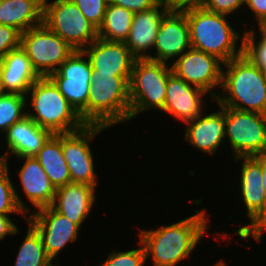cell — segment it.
<instances>
[{"label":"cell","instance_id":"obj_1","mask_svg":"<svg viewBox=\"0 0 266 266\" xmlns=\"http://www.w3.org/2000/svg\"><path fill=\"white\" fill-rule=\"evenodd\" d=\"M206 211L194 210L193 215L171 225H158L154 230L141 228L138 236L145 250L146 262L151 257V266H178L191 258L198 244L204 241L203 237L209 233L207 229L211 219Z\"/></svg>","mask_w":266,"mask_h":266},{"label":"cell","instance_id":"obj_2","mask_svg":"<svg viewBox=\"0 0 266 266\" xmlns=\"http://www.w3.org/2000/svg\"><path fill=\"white\" fill-rule=\"evenodd\" d=\"M185 15L191 48L215 56L223 63L243 54V33L233 27L234 23L230 24V16L207 11L201 5L185 6Z\"/></svg>","mask_w":266,"mask_h":266},{"label":"cell","instance_id":"obj_3","mask_svg":"<svg viewBox=\"0 0 266 266\" xmlns=\"http://www.w3.org/2000/svg\"><path fill=\"white\" fill-rule=\"evenodd\" d=\"M221 91L214 101L222 107L266 115V80L245 55L223 65Z\"/></svg>","mask_w":266,"mask_h":266},{"label":"cell","instance_id":"obj_4","mask_svg":"<svg viewBox=\"0 0 266 266\" xmlns=\"http://www.w3.org/2000/svg\"><path fill=\"white\" fill-rule=\"evenodd\" d=\"M26 97L27 116L53 134L73 132L86 125L49 77H39Z\"/></svg>","mask_w":266,"mask_h":266},{"label":"cell","instance_id":"obj_5","mask_svg":"<svg viewBox=\"0 0 266 266\" xmlns=\"http://www.w3.org/2000/svg\"><path fill=\"white\" fill-rule=\"evenodd\" d=\"M130 76H114L92 70V83L87 101V125L110 129L130 121Z\"/></svg>","mask_w":266,"mask_h":266},{"label":"cell","instance_id":"obj_6","mask_svg":"<svg viewBox=\"0 0 266 266\" xmlns=\"http://www.w3.org/2000/svg\"><path fill=\"white\" fill-rule=\"evenodd\" d=\"M171 72L170 63L135 59L129 81L130 121L142 112L163 109Z\"/></svg>","mask_w":266,"mask_h":266},{"label":"cell","instance_id":"obj_7","mask_svg":"<svg viewBox=\"0 0 266 266\" xmlns=\"http://www.w3.org/2000/svg\"><path fill=\"white\" fill-rule=\"evenodd\" d=\"M43 24L74 50H84L98 38V29L72 0H44Z\"/></svg>","mask_w":266,"mask_h":266},{"label":"cell","instance_id":"obj_8","mask_svg":"<svg viewBox=\"0 0 266 266\" xmlns=\"http://www.w3.org/2000/svg\"><path fill=\"white\" fill-rule=\"evenodd\" d=\"M240 164L238 192L241 202L245 205V215L248 217V224L234 229V235L246 240L254 237L266 225V199L262 185L261 163L254 157L233 158Z\"/></svg>","mask_w":266,"mask_h":266},{"label":"cell","instance_id":"obj_9","mask_svg":"<svg viewBox=\"0 0 266 266\" xmlns=\"http://www.w3.org/2000/svg\"><path fill=\"white\" fill-rule=\"evenodd\" d=\"M225 139L233 158L266 153V115L225 107Z\"/></svg>","mask_w":266,"mask_h":266},{"label":"cell","instance_id":"obj_10","mask_svg":"<svg viewBox=\"0 0 266 266\" xmlns=\"http://www.w3.org/2000/svg\"><path fill=\"white\" fill-rule=\"evenodd\" d=\"M21 48L39 77H49L74 49L44 24L21 33Z\"/></svg>","mask_w":266,"mask_h":266},{"label":"cell","instance_id":"obj_11","mask_svg":"<svg viewBox=\"0 0 266 266\" xmlns=\"http://www.w3.org/2000/svg\"><path fill=\"white\" fill-rule=\"evenodd\" d=\"M49 78L87 124V101L91 90L92 66L85 52L74 50Z\"/></svg>","mask_w":266,"mask_h":266},{"label":"cell","instance_id":"obj_12","mask_svg":"<svg viewBox=\"0 0 266 266\" xmlns=\"http://www.w3.org/2000/svg\"><path fill=\"white\" fill-rule=\"evenodd\" d=\"M107 129L100 125L86 124L79 130L62 133V151L72 183H85L97 187L98 173L95 170V160L90 142Z\"/></svg>","mask_w":266,"mask_h":266},{"label":"cell","instance_id":"obj_13","mask_svg":"<svg viewBox=\"0 0 266 266\" xmlns=\"http://www.w3.org/2000/svg\"><path fill=\"white\" fill-rule=\"evenodd\" d=\"M223 65L224 63L215 56L194 48L185 51L170 63L171 70L176 76L208 93L212 101L221 87Z\"/></svg>","mask_w":266,"mask_h":266},{"label":"cell","instance_id":"obj_14","mask_svg":"<svg viewBox=\"0 0 266 266\" xmlns=\"http://www.w3.org/2000/svg\"><path fill=\"white\" fill-rule=\"evenodd\" d=\"M39 232L47 255L58 261V255L69 243L77 242L81 228L67 217L57 212L52 206L44 207L27 216Z\"/></svg>","mask_w":266,"mask_h":266},{"label":"cell","instance_id":"obj_15","mask_svg":"<svg viewBox=\"0 0 266 266\" xmlns=\"http://www.w3.org/2000/svg\"><path fill=\"white\" fill-rule=\"evenodd\" d=\"M191 48L190 28L185 15V7L171 8L162 18L153 50L148 58L169 63Z\"/></svg>","mask_w":266,"mask_h":266},{"label":"cell","instance_id":"obj_16","mask_svg":"<svg viewBox=\"0 0 266 266\" xmlns=\"http://www.w3.org/2000/svg\"><path fill=\"white\" fill-rule=\"evenodd\" d=\"M208 93L202 89L186 83L173 72L169 74L166 95L161 112L170 114L173 119L184 123L195 119L204 113L206 106L205 96ZM203 107V108H202Z\"/></svg>","mask_w":266,"mask_h":266},{"label":"cell","instance_id":"obj_17","mask_svg":"<svg viewBox=\"0 0 266 266\" xmlns=\"http://www.w3.org/2000/svg\"><path fill=\"white\" fill-rule=\"evenodd\" d=\"M170 9L164 0H159L151 8L134 14L129 35L124 43L136 59L149 58L151 52H154L152 50L162 18Z\"/></svg>","mask_w":266,"mask_h":266},{"label":"cell","instance_id":"obj_18","mask_svg":"<svg viewBox=\"0 0 266 266\" xmlns=\"http://www.w3.org/2000/svg\"><path fill=\"white\" fill-rule=\"evenodd\" d=\"M219 110L200 114L185 123L184 140L199 152L214 156L225 139V107L217 105ZM225 142V143H224Z\"/></svg>","mask_w":266,"mask_h":266},{"label":"cell","instance_id":"obj_19","mask_svg":"<svg viewBox=\"0 0 266 266\" xmlns=\"http://www.w3.org/2000/svg\"><path fill=\"white\" fill-rule=\"evenodd\" d=\"M52 135L50 130L40 127L28 116L14 123L1 140L5 138V142H1L6 147L2 154L5 163H10L12 157L35 156Z\"/></svg>","mask_w":266,"mask_h":266},{"label":"cell","instance_id":"obj_20","mask_svg":"<svg viewBox=\"0 0 266 266\" xmlns=\"http://www.w3.org/2000/svg\"><path fill=\"white\" fill-rule=\"evenodd\" d=\"M92 70L114 76H131L135 57L124 42L94 40L84 50Z\"/></svg>","mask_w":266,"mask_h":266},{"label":"cell","instance_id":"obj_21","mask_svg":"<svg viewBox=\"0 0 266 266\" xmlns=\"http://www.w3.org/2000/svg\"><path fill=\"white\" fill-rule=\"evenodd\" d=\"M96 189V186L85 183H69L56 189L51 206L82 228L83 223L90 218L92 208H95Z\"/></svg>","mask_w":266,"mask_h":266},{"label":"cell","instance_id":"obj_22","mask_svg":"<svg viewBox=\"0 0 266 266\" xmlns=\"http://www.w3.org/2000/svg\"><path fill=\"white\" fill-rule=\"evenodd\" d=\"M18 160L24 162L21 169L16 171L20 181L18 189L22 187L23 196L33 205V211L51 206L56 189L38 160L35 156L18 157Z\"/></svg>","mask_w":266,"mask_h":266},{"label":"cell","instance_id":"obj_23","mask_svg":"<svg viewBox=\"0 0 266 266\" xmlns=\"http://www.w3.org/2000/svg\"><path fill=\"white\" fill-rule=\"evenodd\" d=\"M0 73L6 92L25 96L32 84L39 78L21 46L9 51L0 60Z\"/></svg>","mask_w":266,"mask_h":266},{"label":"cell","instance_id":"obj_24","mask_svg":"<svg viewBox=\"0 0 266 266\" xmlns=\"http://www.w3.org/2000/svg\"><path fill=\"white\" fill-rule=\"evenodd\" d=\"M44 0H3L0 4V24L20 33L43 24Z\"/></svg>","mask_w":266,"mask_h":266},{"label":"cell","instance_id":"obj_25","mask_svg":"<svg viewBox=\"0 0 266 266\" xmlns=\"http://www.w3.org/2000/svg\"><path fill=\"white\" fill-rule=\"evenodd\" d=\"M55 189L72 183L62 151V133L53 134L35 155Z\"/></svg>","mask_w":266,"mask_h":266},{"label":"cell","instance_id":"obj_26","mask_svg":"<svg viewBox=\"0 0 266 266\" xmlns=\"http://www.w3.org/2000/svg\"><path fill=\"white\" fill-rule=\"evenodd\" d=\"M134 14L131 10L108 3L103 22L98 29V38L106 41L125 42Z\"/></svg>","mask_w":266,"mask_h":266},{"label":"cell","instance_id":"obj_27","mask_svg":"<svg viewBox=\"0 0 266 266\" xmlns=\"http://www.w3.org/2000/svg\"><path fill=\"white\" fill-rule=\"evenodd\" d=\"M25 238L16 254L14 266H52L54 262L47 255L39 232L27 221Z\"/></svg>","mask_w":266,"mask_h":266},{"label":"cell","instance_id":"obj_28","mask_svg":"<svg viewBox=\"0 0 266 266\" xmlns=\"http://www.w3.org/2000/svg\"><path fill=\"white\" fill-rule=\"evenodd\" d=\"M9 165L11 166L5 163L0 168V215L19 214L27 220V216L33 212V209L23 201V198L21 199L19 195L21 192L17 191L18 186L11 180L13 178L10 173L13 171L9 170Z\"/></svg>","mask_w":266,"mask_h":266},{"label":"cell","instance_id":"obj_29","mask_svg":"<svg viewBox=\"0 0 266 266\" xmlns=\"http://www.w3.org/2000/svg\"><path fill=\"white\" fill-rule=\"evenodd\" d=\"M27 97L6 92L0 97V135L27 116Z\"/></svg>","mask_w":266,"mask_h":266},{"label":"cell","instance_id":"obj_30","mask_svg":"<svg viewBox=\"0 0 266 266\" xmlns=\"http://www.w3.org/2000/svg\"><path fill=\"white\" fill-rule=\"evenodd\" d=\"M259 32V33H258ZM257 37L259 39H257ZM243 55L260 70L266 68V32L253 27L243 30Z\"/></svg>","mask_w":266,"mask_h":266},{"label":"cell","instance_id":"obj_31","mask_svg":"<svg viewBox=\"0 0 266 266\" xmlns=\"http://www.w3.org/2000/svg\"><path fill=\"white\" fill-rule=\"evenodd\" d=\"M138 248L123 250H112L97 266H144L146 263L145 250L141 242L138 240Z\"/></svg>","mask_w":266,"mask_h":266},{"label":"cell","instance_id":"obj_32","mask_svg":"<svg viewBox=\"0 0 266 266\" xmlns=\"http://www.w3.org/2000/svg\"><path fill=\"white\" fill-rule=\"evenodd\" d=\"M97 29L103 22L109 0H72Z\"/></svg>","mask_w":266,"mask_h":266},{"label":"cell","instance_id":"obj_33","mask_svg":"<svg viewBox=\"0 0 266 266\" xmlns=\"http://www.w3.org/2000/svg\"><path fill=\"white\" fill-rule=\"evenodd\" d=\"M246 0H202L201 6L210 12L227 16L235 15V11L245 7Z\"/></svg>","mask_w":266,"mask_h":266},{"label":"cell","instance_id":"obj_34","mask_svg":"<svg viewBox=\"0 0 266 266\" xmlns=\"http://www.w3.org/2000/svg\"><path fill=\"white\" fill-rule=\"evenodd\" d=\"M21 33L10 26L0 24V60L14 49L20 47Z\"/></svg>","mask_w":266,"mask_h":266},{"label":"cell","instance_id":"obj_35","mask_svg":"<svg viewBox=\"0 0 266 266\" xmlns=\"http://www.w3.org/2000/svg\"><path fill=\"white\" fill-rule=\"evenodd\" d=\"M245 6L253 16L252 21L255 19L254 21L257 23L250 27L258 25V28H260L266 22V0H246Z\"/></svg>","mask_w":266,"mask_h":266},{"label":"cell","instance_id":"obj_36","mask_svg":"<svg viewBox=\"0 0 266 266\" xmlns=\"http://www.w3.org/2000/svg\"><path fill=\"white\" fill-rule=\"evenodd\" d=\"M158 1L159 0H109V3L121 6L136 13L151 8Z\"/></svg>","mask_w":266,"mask_h":266},{"label":"cell","instance_id":"obj_37","mask_svg":"<svg viewBox=\"0 0 266 266\" xmlns=\"http://www.w3.org/2000/svg\"><path fill=\"white\" fill-rule=\"evenodd\" d=\"M18 227L10 215H0V240L6 239V236L12 237L20 234V228Z\"/></svg>","mask_w":266,"mask_h":266},{"label":"cell","instance_id":"obj_38","mask_svg":"<svg viewBox=\"0 0 266 266\" xmlns=\"http://www.w3.org/2000/svg\"><path fill=\"white\" fill-rule=\"evenodd\" d=\"M171 8H182L188 5H200L202 0H164Z\"/></svg>","mask_w":266,"mask_h":266},{"label":"cell","instance_id":"obj_39","mask_svg":"<svg viewBox=\"0 0 266 266\" xmlns=\"http://www.w3.org/2000/svg\"><path fill=\"white\" fill-rule=\"evenodd\" d=\"M260 163H261V169H262V175H263V190H264V195L266 199V153L256 155L254 156Z\"/></svg>","mask_w":266,"mask_h":266},{"label":"cell","instance_id":"obj_40","mask_svg":"<svg viewBox=\"0 0 266 266\" xmlns=\"http://www.w3.org/2000/svg\"><path fill=\"white\" fill-rule=\"evenodd\" d=\"M266 232V225L253 237L255 239L256 243H263V236Z\"/></svg>","mask_w":266,"mask_h":266},{"label":"cell","instance_id":"obj_41","mask_svg":"<svg viewBox=\"0 0 266 266\" xmlns=\"http://www.w3.org/2000/svg\"><path fill=\"white\" fill-rule=\"evenodd\" d=\"M209 266H227V265H226V262L224 260L220 259V260L216 261V263L211 264Z\"/></svg>","mask_w":266,"mask_h":266},{"label":"cell","instance_id":"obj_42","mask_svg":"<svg viewBox=\"0 0 266 266\" xmlns=\"http://www.w3.org/2000/svg\"><path fill=\"white\" fill-rule=\"evenodd\" d=\"M6 91L4 90V87H3V82H2V79H1V73H0V97L5 94Z\"/></svg>","mask_w":266,"mask_h":266},{"label":"cell","instance_id":"obj_43","mask_svg":"<svg viewBox=\"0 0 266 266\" xmlns=\"http://www.w3.org/2000/svg\"><path fill=\"white\" fill-rule=\"evenodd\" d=\"M1 148V147H0ZM5 165V159H4V157H3V155L1 154L0 155V168L2 167V166H4Z\"/></svg>","mask_w":266,"mask_h":266},{"label":"cell","instance_id":"obj_44","mask_svg":"<svg viewBox=\"0 0 266 266\" xmlns=\"http://www.w3.org/2000/svg\"><path fill=\"white\" fill-rule=\"evenodd\" d=\"M260 28L266 32V22Z\"/></svg>","mask_w":266,"mask_h":266},{"label":"cell","instance_id":"obj_45","mask_svg":"<svg viewBox=\"0 0 266 266\" xmlns=\"http://www.w3.org/2000/svg\"><path fill=\"white\" fill-rule=\"evenodd\" d=\"M262 72H263L264 78H265V80H266V68H264V69L262 70Z\"/></svg>","mask_w":266,"mask_h":266},{"label":"cell","instance_id":"obj_46","mask_svg":"<svg viewBox=\"0 0 266 266\" xmlns=\"http://www.w3.org/2000/svg\"><path fill=\"white\" fill-rule=\"evenodd\" d=\"M59 264H61V263H56V262H55V264H53L52 266H61V265H59Z\"/></svg>","mask_w":266,"mask_h":266}]
</instances>
